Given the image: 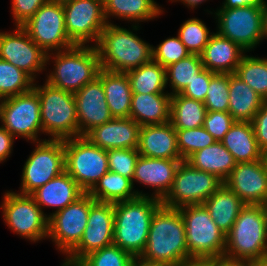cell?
Returning <instances> with one entry per match:
<instances>
[{
  "label": "cell",
  "mask_w": 267,
  "mask_h": 266,
  "mask_svg": "<svg viewBox=\"0 0 267 266\" xmlns=\"http://www.w3.org/2000/svg\"><path fill=\"white\" fill-rule=\"evenodd\" d=\"M235 122L228 111H207L203 127L216 141H221Z\"/></svg>",
  "instance_id": "45"
},
{
  "label": "cell",
  "mask_w": 267,
  "mask_h": 266,
  "mask_svg": "<svg viewBox=\"0 0 267 266\" xmlns=\"http://www.w3.org/2000/svg\"><path fill=\"white\" fill-rule=\"evenodd\" d=\"M139 257L164 266H190L184 220L179 209L161 205L156 210L146 246Z\"/></svg>",
  "instance_id": "1"
},
{
  "label": "cell",
  "mask_w": 267,
  "mask_h": 266,
  "mask_svg": "<svg viewBox=\"0 0 267 266\" xmlns=\"http://www.w3.org/2000/svg\"><path fill=\"white\" fill-rule=\"evenodd\" d=\"M153 60L163 67H168L181 59L188 57L191 53L182 43L178 36L168 37L157 47H152Z\"/></svg>",
  "instance_id": "43"
},
{
  "label": "cell",
  "mask_w": 267,
  "mask_h": 266,
  "mask_svg": "<svg viewBox=\"0 0 267 266\" xmlns=\"http://www.w3.org/2000/svg\"><path fill=\"white\" fill-rule=\"evenodd\" d=\"M38 93L43 134L49 139L66 140L79 137L76 101L73 93L55 88L45 83H34Z\"/></svg>",
  "instance_id": "7"
},
{
  "label": "cell",
  "mask_w": 267,
  "mask_h": 266,
  "mask_svg": "<svg viewBox=\"0 0 267 266\" xmlns=\"http://www.w3.org/2000/svg\"><path fill=\"white\" fill-rule=\"evenodd\" d=\"M161 205V200L151 196L114 203L113 244L139 257L147 243L152 217Z\"/></svg>",
  "instance_id": "3"
},
{
  "label": "cell",
  "mask_w": 267,
  "mask_h": 266,
  "mask_svg": "<svg viewBox=\"0 0 267 266\" xmlns=\"http://www.w3.org/2000/svg\"><path fill=\"white\" fill-rule=\"evenodd\" d=\"M21 27L47 54L66 50L75 45L66 31L62 1L48 0Z\"/></svg>",
  "instance_id": "14"
},
{
  "label": "cell",
  "mask_w": 267,
  "mask_h": 266,
  "mask_svg": "<svg viewBox=\"0 0 267 266\" xmlns=\"http://www.w3.org/2000/svg\"><path fill=\"white\" fill-rule=\"evenodd\" d=\"M246 51L237 43L213 32L200 55L204 68L219 74L235 73Z\"/></svg>",
  "instance_id": "24"
},
{
  "label": "cell",
  "mask_w": 267,
  "mask_h": 266,
  "mask_svg": "<svg viewBox=\"0 0 267 266\" xmlns=\"http://www.w3.org/2000/svg\"><path fill=\"white\" fill-rule=\"evenodd\" d=\"M254 266H267V261L265 260V261L257 262V263H255Z\"/></svg>",
  "instance_id": "56"
},
{
  "label": "cell",
  "mask_w": 267,
  "mask_h": 266,
  "mask_svg": "<svg viewBox=\"0 0 267 266\" xmlns=\"http://www.w3.org/2000/svg\"><path fill=\"white\" fill-rule=\"evenodd\" d=\"M224 184L245 204L267 202V172L261 159L237 163Z\"/></svg>",
  "instance_id": "20"
},
{
  "label": "cell",
  "mask_w": 267,
  "mask_h": 266,
  "mask_svg": "<svg viewBox=\"0 0 267 266\" xmlns=\"http://www.w3.org/2000/svg\"><path fill=\"white\" fill-rule=\"evenodd\" d=\"M51 57L54 67L46 82L73 94L93 81L101 69L97 50L91 44L74 45L66 50L48 53L46 64L50 63Z\"/></svg>",
  "instance_id": "4"
},
{
  "label": "cell",
  "mask_w": 267,
  "mask_h": 266,
  "mask_svg": "<svg viewBox=\"0 0 267 266\" xmlns=\"http://www.w3.org/2000/svg\"><path fill=\"white\" fill-rule=\"evenodd\" d=\"M263 206H264V211L266 213V220H267V202Z\"/></svg>",
  "instance_id": "57"
},
{
  "label": "cell",
  "mask_w": 267,
  "mask_h": 266,
  "mask_svg": "<svg viewBox=\"0 0 267 266\" xmlns=\"http://www.w3.org/2000/svg\"><path fill=\"white\" fill-rule=\"evenodd\" d=\"M237 163L260 160V150L251 122L236 121L221 140Z\"/></svg>",
  "instance_id": "32"
},
{
  "label": "cell",
  "mask_w": 267,
  "mask_h": 266,
  "mask_svg": "<svg viewBox=\"0 0 267 266\" xmlns=\"http://www.w3.org/2000/svg\"><path fill=\"white\" fill-rule=\"evenodd\" d=\"M104 16L108 24L114 17L135 22L132 30L138 29V22L149 21L163 14V9L154 0H103ZM137 23V24H136Z\"/></svg>",
  "instance_id": "27"
},
{
  "label": "cell",
  "mask_w": 267,
  "mask_h": 266,
  "mask_svg": "<svg viewBox=\"0 0 267 266\" xmlns=\"http://www.w3.org/2000/svg\"><path fill=\"white\" fill-rule=\"evenodd\" d=\"M207 109L203 102L183 96L171 95L170 122L175 130L203 126Z\"/></svg>",
  "instance_id": "34"
},
{
  "label": "cell",
  "mask_w": 267,
  "mask_h": 266,
  "mask_svg": "<svg viewBox=\"0 0 267 266\" xmlns=\"http://www.w3.org/2000/svg\"><path fill=\"white\" fill-rule=\"evenodd\" d=\"M170 1L172 2L180 1L181 3L186 5L191 10V9L199 7L198 5L203 4V2H206L207 0H170Z\"/></svg>",
  "instance_id": "53"
},
{
  "label": "cell",
  "mask_w": 267,
  "mask_h": 266,
  "mask_svg": "<svg viewBox=\"0 0 267 266\" xmlns=\"http://www.w3.org/2000/svg\"><path fill=\"white\" fill-rule=\"evenodd\" d=\"M130 266H164V265L149 262V261L143 260L140 257H134L130 263Z\"/></svg>",
  "instance_id": "52"
},
{
  "label": "cell",
  "mask_w": 267,
  "mask_h": 266,
  "mask_svg": "<svg viewBox=\"0 0 267 266\" xmlns=\"http://www.w3.org/2000/svg\"><path fill=\"white\" fill-rule=\"evenodd\" d=\"M202 266H254L255 263L245 259L232 258L221 255L217 258L209 259L201 264Z\"/></svg>",
  "instance_id": "49"
},
{
  "label": "cell",
  "mask_w": 267,
  "mask_h": 266,
  "mask_svg": "<svg viewBox=\"0 0 267 266\" xmlns=\"http://www.w3.org/2000/svg\"><path fill=\"white\" fill-rule=\"evenodd\" d=\"M200 55L190 54L188 57L166 67V84L172 90L171 95L180 94L186 86L203 70Z\"/></svg>",
  "instance_id": "36"
},
{
  "label": "cell",
  "mask_w": 267,
  "mask_h": 266,
  "mask_svg": "<svg viewBox=\"0 0 267 266\" xmlns=\"http://www.w3.org/2000/svg\"><path fill=\"white\" fill-rule=\"evenodd\" d=\"M177 146L182 160L196 151L216 142V139L201 126L194 129L176 130Z\"/></svg>",
  "instance_id": "40"
},
{
  "label": "cell",
  "mask_w": 267,
  "mask_h": 266,
  "mask_svg": "<svg viewBox=\"0 0 267 266\" xmlns=\"http://www.w3.org/2000/svg\"><path fill=\"white\" fill-rule=\"evenodd\" d=\"M34 82L27 73L0 58V100L31 91Z\"/></svg>",
  "instance_id": "38"
},
{
  "label": "cell",
  "mask_w": 267,
  "mask_h": 266,
  "mask_svg": "<svg viewBox=\"0 0 267 266\" xmlns=\"http://www.w3.org/2000/svg\"><path fill=\"white\" fill-rule=\"evenodd\" d=\"M265 0H224L220 8H236L245 6H262Z\"/></svg>",
  "instance_id": "51"
},
{
  "label": "cell",
  "mask_w": 267,
  "mask_h": 266,
  "mask_svg": "<svg viewBox=\"0 0 267 266\" xmlns=\"http://www.w3.org/2000/svg\"><path fill=\"white\" fill-rule=\"evenodd\" d=\"M182 159H159L139 155L132 178V183L138 182L152 187L151 197L163 200L172 188L176 170Z\"/></svg>",
  "instance_id": "21"
},
{
  "label": "cell",
  "mask_w": 267,
  "mask_h": 266,
  "mask_svg": "<svg viewBox=\"0 0 267 266\" xmlns=\"http://www.w3.org/2000/svg\"><path fill=\"white\" fill-rule=\"evenodd\" d=\"M212 34L202 20L191 18L181 24L177 36L191 54L201 55Z\"/></svg>",
  "instance_id": "39"
},
{
  "label": "cell",
  "mask_w": 267,
  "mask_h": 266,
  "mask_svg": "<svg viewBox=\"0 0 267 266\" xmlns=\"http://www.w3.org/2000/svg\"><path fill=\"white\" fill-rule=\"evenodd\" d=\"M170 110V93H132L130 118L140 126L169 122Z\"/></svg>",
  "instance_id": "26"
},
{
  "label": "cell",
  "mask_w": 267,
  "mask_h": 266,
  "mask_svg": "<svg viewBox=\"0 0 267 266\" xmlns=\"http://www.w3.org/2000/svg\"><path fill=\"white\" fill-rule=\"evenodd\" d=\"M192 266H202L201 264H195V265H192Z\"/></svg>",
  "instance_id": "58"
},
{
  "label": "cell",
  "mask_w": 267,
  "mask_h": 266,
  "mask_svg": "<svg viewBox=\"0 0 267 266\" xmlns=\"http://www.w3.org/2000/svg\"><path fill=\"white\" fill-rule=\"evenodd\" d=\"M114 203L95 201L79 244L65 257L61 266H76L85 256L113 244Z\"/></svg>",
  "instance_id": "17"
},
{
  "label": "cell",
  "mask_w": 267,
  "mask_h": 266,
  "mask_svg": "<svg viewBox=\"0 0 267 266\" xmlns=\"http://www.w3.org/2000/svg\"><path fill=\"white\" fill-rule=\"evenodd\" d=\"M133 188L131 179L108 171L99 179L88 194L96 201L109 203L127 201L138 196H150L148 193H143V191Z\"/></svg>",
  "instance_id": "33"
},
{
  "label": "cell",
  "mask_w": 267,
  "mask_h": 266,
  "mask_svg": "<svg viewBox=\"0 0 267 266\" xmlns=\"http://www.w3.org/2000/svg\"><path fill=\"white\" fill-rule=\"evenodd\" d=\"M126 73L130 81L132 93H168V91H165V88H167L166 68L153 59Z\"/></svg>",
  "instance_id": "35"
},
{
  "label": "cell",
  "mask_w": 267,
  "mask_h": 266,
  "mask_svg": "<svg viewBox=\"0 0 267 266\" xmlns=\"http://www.w3.org/2000/svg\"><path fill=\"white\" fill-rule=\"evenodd\" d=\"M224 255L257 263L267 259V220L263 205L246 204L226 234Z\"/></svg>",
  "instance_id": "5"
},
{
  "label": "cell",
  "mask_w": 267,
  "mask_h": 266,
  "mask_svg": "<svg viewBox=\"0 0 267 266\" xmlns=\"http://www.w3.org/2000/svg\"><path fill=\"white\" fill-rule=\"evenodd\" d=\"M0 121L13 137L25 138L31 143L43 133L38 93L32 89L27 93L0 100Z\"/></svg>",
  "instance_id": "11"
},
{
  "label": "cell",
  "mask_w": 267,
  "mask_h": 266,
  "mask_svg": "<svg viewBox=\"0 0 267 266\" xmlns=\"http://www.w3.org/2000/svg\"><path fill=\"white\" fill-rule=\"evenodd\" d=\"M223 182L215 175L200 171L183 160L178 166L173 185L162 205L174 209L201 205Z\"/></svg>",
  "instance_id": "13"
},
{
  "label": "cell",
  "mask_w": 267,
  "mask_h": 266,
  "mask_svg": "<svg viewBox=\"0 0 267 266\" xmlns=\"http://www.w3.org/2000/svg\"><path fill=\"white\" fill-rule=\"evenodd\" d=\"M79 136H85L94 127L113 119L102 85V68L98 76L74 93Z\"/></svg>",
  "instance_id": "19"
},
{
  "label": "cell",
  "mask_w": 267,
  "mask_h": 266,
  "mask_svg": "<svg viewBox=\"0 0 267 266\" xmlns=\"http://www.w3.org/2000/svg\"><path fill=\"white\" fill-rule=\"evenodd\" d=\"M34 144L23 166L20 194H31L65 171L64 140L46 139Z\"/></svg>",
  "instance_id": "12"
},
{
  "label": "cell",
  "mask_w": 267,
  "mask_h": 266,
  "mask_svg": "<svg viewBox=\"0 0 267 266\" xmlns=\"http://www.w3.org/2000/svg\"><path fill=\"white\" fill-rule=\"evenodd\" d=\"M216 73L204 69L197 77H195L186 88L180 93L183 96L204 102L211 78Z\"/></svg>",
  "instance_id": "47"
},
{
  "label": "cell",
  "mask_w": 267,
  "mask_h": 266,
  "mask_svg": "<svg viewBox=\"0 0 267 266\" xmlns=\"http://www.w3.org/2000/svg\"><path fill=\"white\" fill-rule=\"evenodd\" d=\"M102 85L113 118H129L132 90L127 73L102 69Z\"/></svg>",
  "instance_id": "31"
},
{
  "label": "cell",
  "mask_w": 267,
  "mask_h": 266,
  "mask_svg": "<svg viewBox=\"0 0 267 266\" xmlns=\"http://www.w3.org/2000/svg\"><path fill=\"white\" fill-rule=\"evenodd\" d=\"M137 151L140 155L159 159H182L177 134L171 122L140 126Z\"/></svg>",
  "instance_id": "23"
},
{
  "label": "cell",
  "mask_w": 267,
  "mask_h": 266,
  "mask_svg": "<svg viewBox=\"0 0 267 266\" xmlns=\"http://www.w3.org/2000/svg\"><path fill=\"white\" fill-rule=\"evenodd\" d=\"M45 53L21 27L0 32V58L27 73L34 81L46 69ZM37 73V75H36Z\"/></svg>",
  "instance_id": "18"
},
{
  "label": "cell",
  "mask_w": 267,
  "mask_h": 266,
  "mask_svg": "<svg viewBox=\"0 0 267 266\" xmlns=\"http://www.w3.org/2000/svg\"><path fill=\"white\" fill-rule=\"evenodd\" d=\"M264 38L267 39V1L262 5Z\"/></svg>",
  "instance_id": "54"
},
{
  "label": "cell",
  "mask_w": 267,
  "mask_h": 266,
  "mask_svg": "<svg viewBox=\"0 0 267 266\" xmlns=\"http://www.w3.org/2000/svg\"><path fill=\"white\" fill-rule=\"evenodd\" d=\"M62 4L69 39L75 45L96 44L108 24L103 0H64Z\"/></svg>",
  "instance_id": "16"
},
{
  "label": "cell",
  "mask_w": 267,
  "mask_h": 266,
  "mask_svg": "<svg viewBox=\"0 0 267 266\" xmlns=\"http://www.w3.org/2000/svg\"><path fill=\"white\" fill-rule=\"evenodd\" d=\"M140 125L132 118H113L94 127L84 137L105 150L137 149Z\"/></svg>",
  "instance_id": "22"
},
{
  "label": "cell",
  "mask_w": 267,
  "mask_h": 266,
  "mask_svg": "<svg viewBox=\"0 0 267 266\" xmlns=\"http://www.w3.org/2000/svg\"><path fill=\"white\" fill-rule=\"evenodd\" d=\"M203 205L218 228L226 235L246 204L223 183Z\"/></svg>",
  "instance_id": "28"
},
{
  "label": "cell",
  "mask_w": 267,
  "mask_h": 266,
  "mask_svg": "<svg viewBox=\"0 0 267 266\" xmlns=\"http://www.w3.org/2000/svg\"><path fill=\"white\" fill-rule=\"evenodd\" d=\"M3 196L0 209L3 210V221L11 231L31 242L48 238L49 217L30 194L10 190Z\"/></svg>",
  "instance_id": "9"
},
{
  "label": "cell",
  "mask_w": 267,
  "mask_h": 266,
  "mask_svg": "<svg viewBox=\"0 0 267 266\" xmlns=\"http://www.w3.org/2000/svg\"><path fill=\"white\" fill-rule=\"evenodd\" d=\"M134 256L115 244L85 256L76 266H130Z\"/></svg>",
  "instance_id": "41"
},
{
  "label": "cell",
  "mask_w": 267,
  "mask_h": 266,
  "mask_svg": "<svg viewBox=\"0 0 267 266\" xmlns=\"http://www.w3.org/2000/svg\"><path fill=\"white\" fill-rule=\"evenodd\" d=\"M217 33L252 51L264 38L262 6L219 8L215 13Z\"/></svg>",
  "instance_id": "10"
},
{
  "label": "cell",
  "mask_w": 267,
  "mask_h": 266,
  "mask_svg": "<svg viewBox=\"0 0 267 266\" xmlns=\"http://www.w3.org/2000/svg\"><path fill=\"white\" fill-rule=\"evenodd\" d=\"M255 137L260 150H267V100H264L261 108L252 120Z\"/></svg>",
  "instance_id": "48"
},
{
  "label": "cell",
  "mask_w": 267,
  "mask_h": 266,
  "mask_svg": "<svg viewBox=\"0 0 267 266\" xmlns=\"http://www.w3.org/2000/svg\"><path fill=\"white\" fill-rule=\"evenodd\" d=\"M264 99L235 73L229 74L228 112L235 121L252 122Z\"/></svg>",
  "instance_id": "30"
},
{
  "label": "cell",
  "mask_w": 267,
  "mask_h": 266,
  "mask_svg": "<svg viewBox=\"0 0 267 266\" xmlns=\"http://www.w3.org/2000/svg\"><path fill=\"white\" fill-rule=\"evenodd\" d=\"M139 155L137 149L107 150L109 171L132 180Z\"/></svg>",
  "instance_id": "44"
},
{
  "label": "cell",
  "mask_w": 267,
  "mask_h": 266,
  "mask_svg": "<svg viewBox=\"0 0 267 266\" xmlns=\"http://www.w3.org/2000/svg\"><path fill=\"white\" fill-rule=\"evenodd\" d=\"M235 74L267 100V58L244 55Z\"/></svg>",
  "instance_id": "37"
},
{
  "label": "cell",
  "mask_w": 267,
  "mask_h": 266,
  "mask_svg": "<svg viewBox=\"0 0 267 266\" xmlns=\"http://www.w3.org/2000/svg\"><path fill=\"white\" fill-rule=\"evenodd\" d=\"M185 161L200 171L215 175L223 183L237 164L232 154L224 147L221 141H216L212 145L196 151Z\"/></svg>",
  "instance_id": "29"
},
{
  "label": "cell",
  "mask_w": 267,
  "mask_h": 266,
  "mask_svg": "<svg viewBox=\"0 0 267 266\" xmlns=\"http://www.w3.org/2000/svg\"><path fill=\"white\" fill-rule=\"evenodd\" d=\"M95 45L102 69L126 73L153 59L152 45L133 31L107 24Z\"/></svg>",
  "instance_id": "2"
},
{
  "label": "cell",
  "mask_w": 267,
  "mask_h": 266,
  "mask_svg": "<svg viewBox=\"0 0 267 266\" xmlns=\"http://www.w3.org/2000/svg\"><path fill=\"white\" fill-rule=\"evenodd\" d=\"M184 220L190 266L224 255L226 235L203 204L179 208Z\"/></svg>",
  "instance_id": "6"
},
{
  "label": "cell",
  "mask_w": 267,
  "mask_h": 266,
  "mask_svg": "<svg viewBox=\"0 0 267 266\" xmlns=\"http://www.w3.org/2000/svg\"><path fill=\"white\" fill-rule=\"evenodd\" d=\"M203 103L207 111H228L229 74L216 73L211 78L206 98Z\"/></svg>",
  "instance_id": "42"
},
{
  "label": "cell",
  "mask_w": 267,
  "mask_h": 266,
  "mask_svg": "<svg viewBox=\"0 0 267 266\" xmlns=\"http://www.w3.org/2000/svg\"><path fill=\"white\" fill-rule=\"evenodd\" d=\"M48 0H11V13L14 24L22 26L26 23Z\"/></svg>",
  "instance_id": "46"
},
{
  "label": "cell",
  "mask_w": 267,
  "mask_h": 266,
  "mask_svg": "<svg viewBox=\"0 0 267 266\" xmlns=\"http://www.w3.org/2000/svg\"><path fill=\"white\" fill-rule=\"evenodd\" d=\"M15 137L0 125V163L6 161L13 151Z\"/></svg>",
  "instance_id": "50"
},
{
  "label": "cell",
  "mask_w": 267,
  "mask_h": 266,
  "mask_svg": "<svg viewBox=\"0 0 267 266\" xmlns=\"http://www.w3.org/2000/svg\"><path fill=\"white\" fill-rule=\"evenodd\" d=\"M261 160L264 164L265 170L267 172V150L262 152Z\"/></svg>",
  "instance_id": "55"
},
{
  "label": "cell",
  "mask_w": 267,
  "mask_h": 266,
  "mask_svg": "<svg viewBox=\"0 0 267 266\" xmlns=\"http://www.w3.org/2000/svg\"><path fill=\"white\" fill-rule=\"evenodd\" d=\"M85 193L77 182L64 171L61 175L37 188L30 195L41 209L52 207L57 212L78 200Z\"/></svg>",
  "instance_id": "25"
},
{
  "label": "cell",
  "mask_w": 267,
  "mask_h": 266,
  "mask_svg": "<svg viewBox=\"0 0 267 266\" xmlns=\"http://www.w3.org/2000/svg\"><path fill=\"white\" fill-rule=\"evenodd\" d=\"M64 151L65 171L86 193L109 171L107 150L84 136L64 140Z\"/></svg>",
  "instance_id": "8"
},
{
  "label": "cell",
  "mask_w": 267,
  "mask_h": 266,
  "mask_svg": "<svg viewBox=\"0 0 267 266\" xmlns=\"http://www.w3.org/2000/svg\"><path fill=\"white\" fill-rule=\"evenodd\" d=\"M96 200L85 193L64 209L50 213L48 238L67 256L81 241L91 205Z\"/></svg>",
  "instance_id": "15"
}]
</instances>
